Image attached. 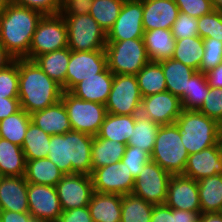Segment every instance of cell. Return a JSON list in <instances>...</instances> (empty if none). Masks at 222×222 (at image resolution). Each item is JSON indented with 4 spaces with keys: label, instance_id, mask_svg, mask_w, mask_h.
I'll list each match as a JSON object with an SVG mask.
<instances>
[{
    "label": "cell",
    "instance_id": "20",
    "mask_svg": "<svg viewBox=\"0 0 222 222\" xmlns=\"http://www.w3.org/2000/svg\"><path fill=\"white\" fill-rule=\"evenodd\" d=\"M179 12L174 0H143L144 31L157 28L171 30Z\"/></svg>",
    "mask_w": 222,
    "mask_h": 222
},
{
    "label": "cell",
    "instance_id": "44",
    "mask_svg": "<svg viewBox=\"0 0 222 222\" xmlns=\"http://www.w3.org/2000/svg\"><path fill=\"white\" fill-rule=\"evenodd\" d=\"M204 55L198 72L206 73L222 63V42L204 38Z\"/></svg>",
    "mask_w": 222,
    "mask_h": 222
},
{
    "label": "cell",
    "instance_id": "3",
    "mask_svg": "<svg viewBox=\"0 0 222 222\" xmlns=\"http://www.w3.org/2000/svg\"><path fill=\"white\" fill-rule=\"evenodd\" d=\"M93 136L69 131L61 135H51L48 158L64 174H92Z\"/></svg>",
    "mask_w": 222,
    "mask_h": 222
},
{
    "label": "cell",
    "instance_id": "45",
    "mask_svg": "<svg viewBox=\"0 0 222 222\" xmlns=\"http://www.w3.org/2000/svg\"><path fill=\"white\" fill-rule=\"evenodd\" d=\"M219 123L222 122V88L210 87L203 105L198 110Z\"/></svg>",
    "mask_w": 222,
    "mask_h": 222
},
{
    "label": "cell",
    "instance_id": "13",
    "mask_svg": "<svg viewBox=\"0 0 222 222\" xmlns=\"http://www.w3.org/2000/svg\"><path fill=\"white\" fill-rule=\"evenodd\" d=\"M143 0H125L118 18L107 32V41L143 39Z\"/></svg>",
    "mask_w": 222,
    "mask_h": 222
},
{
    "label": "cell",
    "instance_id": "30",
    "mask_svg": "<svg viewBox=\"0 0 222 222\" xmlns=\"http://www.w3.org/2000/svg\"><path fill=\"white\" fill-rule=\"evenodd\" d=\"M197 183L201 213H221L222 175L209 176Z\"/></svg>",
    "mask_w": 222,
    "mask_h": 222
},
{
    "label": "cell",
    "instance_id": "36",
    "mask_svg": "<svg viewBox=\"0 0 222 222\" xmlns=\"http://www.w3.org/2000/svg\"><path fill=\"white\" fill-rule=\"evenodd\" d=\"M203 55V38L196 36L176 40L172 58L199 71Z\"/></svg>",
    "mask_w": 222,
    "mask_h": 222
},
{
    "label": "cell",
    "instance_id": "8",
    "mask_svg": "<svg viewBox=\"0 0 222 222\" xmlns=\"http://www.w3.org/2000/svg\"><path fill=\"white\" fill-rule=\"evenodd\" d=\"M74 131L96 136L107 114L104 104L85 101L70 91L61 96Z\"/></svg>",
    "mask_w": 222,
    "mask_h": 222
},
{
    "label": "cell",
    "instance_id": "5",
    "mask_svg": "<svg viewBox=\"0 0 222 222\" xmlns=\"http://www.w3.org/2000/svg\"><path fill=\"white\" fill-rule=\"evenodd\" d=\"M189 153L181 140V132L176 125H160L156 135L151 160L171 175L183 174Z\"/></svg>",
    "mask_w": 222,
    "mask_h": 222
},
{
    "label": "cell",
    "instance_id": "9",
    "mask_svg": "<svg viewBox=\"0 0 222 222\" xmlns=\"http://www.w3.org/2000/svg\"><path fill=\"white\" fill-rule=\"evenodd\" d=\"M68 47L67 26L61 14L44 15L33 34L28 59Z\"/></svg>",
    "mask_w": 222,
    "mask_h": 222
},
{
    "label": "cell",
    "instance_id": "17",
    "mask_svg": "<svg viewBox=\"0 0 222 222\" xmlns=\"http://www.w3.org/2000/svg\"><path fill=\"white\" fill-rule=\"evenodd\" d=\"M181 111L180 99L168 91L142 97L140 114L159 125L175 123Z\"/></svg>",
    "mask_w": 222,
    "mask_h": 222
},
{
    "label": "cell",
    "instance_id": "7",
    "mask_svg": "<svg viewBox=\"0 0 222 222\" xmlns=\"http://www.w3.org/2000/svg\"><path fill=\"white\" fill-rule=\"evenodd\" d=\"M62 16L67 26L70 51L105 50L107 34L90 14Z\"/></svg>",
    "mask_w": 222,
    "mask_h": 222
},
{
    "label": "cell",
    "instance_id": "11",
    "mask_svg": "<svg viewBox=\"0 0 222 222\" xmlns=\"http://www.w3.org/2000/svg\"><path fill=\"white\" fill-rule=\"evenodd\" d=\"M171 174L150 160L134 181L133 195L153 205L165 204Z\"/></svg>",
    "mask_w": 222,
    "mask_h": 222
},
{
    "label": "cell",
    "instance_id": "10",
    "mask_svg": "<svg viewBox=\"0 0 222 222\" xmlns=\"http://www.w3.org/2000/svg\"><path fill=\"white\" fill-rule=\"evenodd\" d=\"M142 96L136 75L114 74L112 88L105 104L107 113L114 115L140 114Z\"/></svg>",
    "mask_w": 222,
    "mask_h": 222
},
{
    "label": "cell",
    "instance_id": "26",
    "mask_svg": "<svg viewBox=\"0 0 222 222\" xmlns=\"http://www.w3.org/2000/svg\"><path fill=\"white\" fill-rule=\"evenodd\" d=\"M159 63L162 66L167 91L181 99L187 92L188 80L197 71L173 58Z\"/></svg>",
    "mask_w": 222,
    "mask_h": 222
},
{
    "label": "cell",
    "instance_id": "35",
    "mask_svg": "<svg viewBox=\"0 0 222 222\" xmlns=\"http://www.w3.org/2000/svg\"><path fill=\"white\" fill-rule=\"evenodd\" d=\"M50 139L51 135L30 122L22 145L26 161L48 157Z\"/></svg>",
    "mask_w": 222,
    "mask_h": 222
},
{
    "label": "cell",
    "instance_id": "58",
    "mask_svg": "<svg viewBox=\"0 0 222 222\" xmlns=\"http://www.w3.org/2000/svg\"><path fill=\"white\" fill-rule=\"evenodd\" d=\"M211 4L214 10L222 12V0H211Z\"/></svg>",
    "mask_w": 222,
    "mask_h": 222
},
{
    "label": "cell",
    "instance_id": "29",
    "mask_svg": "<svg viewBox=\"0 0 222 222\" xmlns=\"http://www.w3.org/2000/svg\"><path fill=\"white\" fill-rule=\"evenodd\" d=\"M64 175L48 157L26 161L24 178L28 183L55 187Z\"/></svg>",
    "mask_w": 222,
    "mask_h": 222
},
{
    "label": "cell",
    "instance_id": "14",
    "mask_svg": "<svg viewBox=\"0 0 222 222\" xmlns=\"http://www.w3.org/2000/svg\"><path fill=\"white\" fill-rule=\"evenodd\" d=\"M55 188L62 211L88 206L94 192L92 178L86 174H65Z\"/></svg>",
    "mask_w": 222,
    "mask_h": 222
},
{
    "label": "cell",
    "instance_id": "23",
    "mask_svg": "<svg viewBox=\"0 0 222 222\" xmlns=\"http://www.w3.org/2000/svg\"><path fill=\"white\" fill-rule=\"evenodd\" d=\"M31 122L49 135H61L73 130L63 102L30 114Z\"/></svg>",
    "mask_w": 222,
    "mask_h": 222
},
{
    "label": "cell",
    "instance_id": "56",
    "mask_svg": "<svg viewBox=\"0 0 222 222\" xmlns=\"http://www.w3.org/2000/svg\"><path fill=\"white\" fill-rule=\"evenodd\" d=\"M14 61V58L7 52V50L0 44V70L7 67Z\"/></svg>",
    "mask_w": 222,
    "mask_h": 222
},
{
    "label": "cell",
    "instance_id": "32",
    "mask_svg": "<svg viewBox=\"0 0 222 222\" xmlns=\"http://www.w3.org/2000/svg\"><path fill=\"white\" fill-rule=\"evenodd\" d=\"M25 167L22 147L0 138V176H24Z\"/></svg>",
    "mask_w": 222,
    "mask_h": 222
},
{
    "label": "cell",
    "instance_id": "12",
    "mask_svg": "<svg viewBox=\"0 0 222 222\" xmlns=\"http://www.w3.org/2000/svg\"><path fill=\"white\" fill-rule=\"evenodd\" d=\"M107 68L105 50L70 51V60L66 73V91H71L86 78L95 76Z\"/></svg>",
    "mask_w": 222,
    "mask_h": 222
},
{
    "label": "cell",
    "instance_id": "46",
    "mask_svg": "<svg viewBox=\"0 0 222 222\" xmlns=\"http://www.w3.org/2000/svg\"><path fill=\"white\" fill-rule=\"evenodd\" d=\"M175 40L198 36V18L179 12L171 28Z\"/></svg>",
    "mask_w": 222,
    "mask_h": 222
},
{
    "label": "cell",
    "instance_id": "21",
    "mask_svg": "<svg viewBox=\"0 0 222 222\" xmlns=\"http://www.w3.org/2000/svg\"><path fill=\"white\" fill-rule=\"evenodd\" d=\"M27 187L24 176H0L2 211L29 212Z\"/></svg>",
    "mask_w": 222,
    "mask_h": 222
},
{
    "label": "cell",
    "instance_id": "16",
    "mask_svg": "<svg viewBox=\"0 0 222 222\" xmlns=\"http://www.w3.org/2000/svg\"><path fill=\"white\" fill-rule=\"evenodd\" d=\"M29 213L33 218L57 222L63 212L54 186L28 183Z\"/></svg>",
    "mask_w": 222,
    "mask_h": 222
},
{
    "label": "cell",
    "instance_id": "34",
    "mask_svg": "<svg viewBox=\"0 0 222 222\" xmlns=\"http://www.w3.org/2000/svg\"><path fill=\"white\" fill-rule=\"evenodd\" d=\"M142 97L167 91L166 80L159 62L150 61L137 74Z\"/></svg>",
    "mask_w": 222,
    "mask_h": 222
},
{
    "label": "cell",
    "instance_id": "33",
    "mask_svg": "<svg viewBox=\"0 0 222 222\" xmlns=\"http://www.w3.org/2000/svg\"><path fill=\"white\" fill-rule=\"evenodd\" d=\"M160 125L141 114L136 115L134 129L127 142L128 146L139 147L150 155L155 146L156 135Z\"/></svg>",
    "mask_w": 222,
    "mask_h": 222
},
{
    "label": "cell",
    "instance_id": "41",
    "mask_svg": "<svg viewBox=\"0 0 222 222\" xmlns=\"http://www.w3.org/2000/svg\"><path fill=\"white\" fill-rule=\"evenodd\" d=\"M198 36L222 42V12L212 10L198 18Z\"/></svg>",
    "mask_w": 222,
    "mask_h": 222
},
{
    "label": "cell",
    "instance_id": "60",
    "mask_svg": "<svg viewBox=\"0 0 222 222\" xmlns=\"http://www.w3.org/2000/svg\"><path fill=\"white\" fill-rule=\"evenodd\" d=\"M218 144H219L221 154H222V130H220V136H219Z\"/></svg>",
    "mask_w": 222,
    "mask_h": 222
},
{
    "label": "cell",
    "instance_id": "52",
    "mask_svg": "<svg viewBox=\"0 0 222 222\" xmlns=\"http://www.w3.org/2000/svg\"><path fill=\"white\" fill-rule=\"evenodd\" d=\"M20 109L19 98L0 97V120L18 112Z\"/></svg>",
    "mask_w": 222,
    "mask_h": 222
},
{
    "label": "cell",
    "instance_id": "4",
    "mask_svg": "<svg viewBox=\"0 0 222 222\" xmlns=\"http://www.w3.org/2000/svg\"><path fill=\"white\" fill-rule=\"evenodd\" d=\"M181 132V140L189 155L216 145L220 123L198 110L182 109L175 121Z\"/></svg>",
    "mask_w": 222,
    "mask_h": 222
},
{
    "label": "cell",
    "instance_id": "2",
    "mask_svg": "<svg viewBox=\"0 0 222 222\" xmlns=\"http://www.w3.org/2000/svg\"><path fill=\"white\" fill-rule=\"evenodd\" d=\"M44 15L38 11L8 3L0 14V44L15 59H28L30 44Z\"/></svg>",
    "mask_w": 222,
    "mask_h": 222
},
{
    "label": "cell",
    "instance_id": "61",
    "mask_svg": "<svg viewBox=\"0 0 222 222\" xmlns=\"http://www.w3.org/2000/svg\"><path fill=\"white\" fill-rule=\"evenodd\" d=\"M30 222H48V221H44V220H41V219L33 218Z\"/></svg>",
    "mask_w": 222,
    "mask_h": 222
},
{
    "label": "cell",
    "instance_id": "62",
    "mask_svg": "<svg viewBox=\"0 0 222 222\" xmlns=\"http://www.w3.org/2000/svg\"><path fill=\"white\" fill-rule=\"evenodd\" d=\"M1 214H2V207L0 205V218H1Z\"/></svg>",
    "mask_w": 222,
    "mask_h": 222
},
{
    "label": "cell",
    "instance_id": "49",
    "mask_svg": "<svg viewBox=\"0 0 222 222\" xmlns=\"http://www.w3.org/2000/svg\"><path fill=\"white\" fill-rule=\"evenodd\" d=\"M92 0H61V15L89 14Z\"/></svg>",
    "mask_w": 222,
    "mask_h": 222
},
{
    "label": "cell",
    "instance_id": "55",
    "mask_svg": "<svg viewBox=\"0 0 222 222\" xmlns=\"http://www.w3.org/2000/svg\"><path fill=\"white\" fill-rule=\"evenodd\" d=\"M201 212L175 209V222H199Z\"/></svg>",
    "mask_w": 222,
    "mask_h": 222
},
{
    "label": "cell",
    "instance_id": "42",
    "mask_svg": "<svg viewBox=\"0 0 222 222\" xmlns=\"http://www.w3.org/2000/svg\"><path fill=\"white\" fill-rule=\"evenodd\" d=\"M18 59L0 70V97L18 98Z\"/></svg>",
    "mask_w": 222,
    "mask_h": 222
},
{
    "label": "cell",
    "instance_id": "57",
    "mask_svg": "<svg viewBox=\"0 0 222 222\" xmlns=\"http://www.w3.org/2000/svg\"><path fill=\"white\" fill-rule=\"evenodd\" d=\"M199 222H222V212L202 213Z\"/></svg>",
    "mask_w": 222,
    "mask_h": 222
},
{
    "label": "cell",
    "instance_id": "47",
    "mask_svg": "<svg viewBox=\"0 0 222 222\" xmlns=\"http://www.w3.org/2000/svg\"><path fill=\"white\" fill-rule=\"evenodd\" d=\"M10 3L31 8L43 15L61 13V0H9Z\"/></svg>",
    "mask_w": 222,
    "mask_h": 222
},
{
    "label": "cell",
    "instance_id": "22",
    "mask_svg": "<svg viewBox=\"0 0 222 222\" xmlns=\"http://www.w3.org/2000/svg\"><path fill=\"white\" fill-rule=\"evenodd\" d=\"M113 80L114 74L106 68L103 72L82 80L70 92L82 100L105 105Z\"/></svg>",
    "mask_w": 222,
    "mask_h": 222
},
{
    "label": "cell",
    "instance_id": "24",
    "mask_svg": "<svg viewBox=\"0 0 222 222\" xmlns=\"http://www.w3.org/2000/svg\"><path fill=\"white\" fill-rule=\"evenodd\" d=\"M122 195L93 192L88 209L93 222H121Z\"/></svg>",
    "mask_w": 222,
    "mask_h": 222
},
{
    "label": "cell",
    "instance_id": "40",
    "mask_svg": "<svg viewBox=\"0 0 222 222\" xmlns=\"http://www.w3.org/2000/svg\"><path fill=\"white\" fill-rule=\"evenodd\" d=\"M125 0H92L90 15L100 27L107 32L111 29L119 16Z\"/></svg>",
    "mask_w": 222,
    "mask_h": 222
},
{
    "label": "cell",
    "instance_id": "1",
    "mask_svg": "<svg viewBox=\"0 0 222 222\" xmlns=\"http://www.w3.org/2000/svg\"><path fill=\"white\" fill-rule=\"evenodd\" d=\"M18 98L20 107L32 114L61 100L62 87L52 80L34 60L18 59Z\"/></svg>",
    "mask_w": 222,
    "mask_h": 222
},
{
    "label": "cell",
    "instance_id": "54",
    "mask_svg": "<svg viewBox=\"0 0 222 222\" xmlns=\"http://www.w3.org/2000/svg\"><path fill=\"white\" fill-rule=\"evenodd\" d=\"M210 87L222 88V63L205 73Z\"/></svg>",
    "mask_w": 222,
    "mask_h": 222
},
{
    "label": "cell",
    "instance_id": "6",
    "mask_svg": "<svg viewBox=\"0 0 222 222\" xmlns=\"http://www.w3.org/2000/svg\"><path fill=\"white\" fill-rule=\"evenodd\" d=\"M105 53L113 74L136 75L150 62L143 39L107 41Z\"/></svg>",
    "mask_w": 222,
    "mask_h": 222
},
{
    "label": "cell",
    "instance_id": "15",
    "mask_svg": "<svg viewBox=\"0 0 222 222\" xmlns=\"http://www.w3.org/2000/svg\"><path fill=\"white\" fill-rule=\"evenodd\" d=\"M91 178L95 192L120 195L131 194L135 181L122 161L95 169Z\"/></svg>",
    "mask_w": 222,
    "mask_h": 222
},
{
    "label": "cell",
    "instance_id": "50",
    "mask_svg": "<svg viewBox=\"0 0 222 222\" xmlns=\"http://www.w3.org/2000/svg\"><path fill=\"white\" fill-rule=\"evenodd\" d=\"M57 222H93L88 206L63 211Z\"/></svg>",
    "mask_w": 222,
    "mask_h": 222
},
{
    "label": "cell",
    "instance_id": "19",
    "mask_svg": "<svg viewBox=\"0 0 222 222\" xmlns=\"http://www.w3.org/2000/svg\"><path fill=\"white\" fill-rule=\"evenodd\" d=\"M182 175L196 181L222 175V154L219 144L189 155Z\"/></svg>",
    "mask_w": 222,
    "mask_h": 222
},
{
    "label": "cell",
    "instance_id": "37",
    "mask_svg": "<svg viewBox=\"0 0 222 222\" xmlns=\"http://www.w3.org/2000/svg\"><path fill=\"white\" fill-rule=\"evenodd\" d=\"M30 122V114L21 108L18 112L0 120V138L22 147Z\"/></svg>",
    "mask_w": 222,
    "mask_h": 222
},
{
    "label": "cell",
    "instance_id": "48",
    "mask_svg": "<svg viewBox=\"0 0 222 222\" xmlns=\"http://www.w3.org/2000/svg\"><path fill=\"white\" fill-rule=\"evenodd\" d=\"M180 12L191 17L199 18L210 13L213 9L211 0H174Z\"/></svg>",
    "mask_w": 222,
    "mask_h": 222
},
{
    "label": "cell",
    "instance_id": "38",
    "mask_svg": "<svg viewBox=\"0 0 222 222\" xmlns=\"http://www.w3.org/2000/svg\"><path fill=\"white\" fill-rule=\"evenodd\" d=\"M153 207L133 194L122 195L121 222H150Z\"/></svg>",
    "mask_w": 222,
    "mask_h": 222
},
{
    "label": "cell",
    "instance_id": "39",
    "mask_svg": "<svg viewBox=\"0 0 222 222\" xmlns=\"http://www.w3.org/2000/svg\"><path fill=\"white\" fill-rule=\"evenodd\" d=\"M210 86L208 85L205 73L196 72L189 80L187 92L180 99L182 109L199 110L203 105L206 94L209 93Z\"/></svg>",
    "mask_w": 222,
    "mask_h": 222
},
{
    "label": "cell",
    "instance_id": "25",
    "mask_svg": "<svg viewBox=\"0 0 222 222\" xmlns=\"http://www.w3.org/2000/svg\"><path fill=\"white\" fill-rule=\"evenodd\" d=\"M143 41L150 61L161 62L172 58L176 40L171 30L157 28L144 31Z\"/></svg>",
    "mask_w": 222,
    "mask_h": 222
},
{
    "label": "cell",
    "instance_id": "28",
    "mask_svg": "<svg viewBox=\"0 0 222 222\" xmlns=\"http://www.w3.org/2000/svg\"><path fill=\"white\" fill-rule=\"evenodd\" d=\"M136 115L107 113L96 137L127 144L134 129Z\"/></svg>",
    "mask_w": 222,
    "mask_h": 222
},
{
    "label": "cell",
    "instance_id": "18",
    "mask_svg": "<svg viewBox=\"0 0 222 222\" xmlns=\"http://www.w3.org/2000/svg\"><path fill=\"white\" fill-rule=\"evenodd\" d=\"M165 205L173 209L201 212L197 181L182 174L172 175Z\"/></svg>",
    "mask_w": 222,
    "mask_h": 222
},
{
    "label": "cell",
    "instance_id": "53",
    "mask_svg": "<svg viewBox=\"0 0 222 222\" xmlns=\"http://www.w3.org/2000/svg\"><path fill=\"white\" fill-rule=\"evenodd\" d=\"M32 219L29 212L2 211L0 222H30Z\"/></svg>",
    "mask_w": 222,
    "mask_h": 222
},
{
    "label": "cell",
    "instance_id": "51",
    "mask_svg": "<svg viewBox=\"0 0 222 222\" xmlns=\"http://www.w3.org/2000/svg\"><path fill=\"white\" fill-rule=\"evenodd\" d=\"M150 222H175V209L167 205H154Z\"/></svg>",
    "mask_w": 222,
    "mask_h": 222
},
{
    "label": "cell",
    "instance_id": "27",
    "mask_svg": "<svg viewBox=\"0 0 222 222\" xmlns=\"http://www.w3.org/2000/svg\"><path fill=\"white\" fill-rule=\"evenodd\" d=\"M70 60L68 47L37 56L34 61L52 80L66 91V73Z\"/></svg>",
    "mask_w": 222,
    "mask_h": 222
},
{
    "label": "cell",
    "instance_id": "31",
    "mask_svg": "<svg viewBox=\"0 0 222 222\" xmlns=\"http://www.w3.org/2000/svg\"><path fill=\"white\" fill-rule=\"evenodd\" d=\"M126 145L93 136L91 149L92 172L100 167L121 161Z\"/></svg>",
    "mask_w": 222,
    "mask_h": 222
},
{
    "label": "cell",
    "instance_id": "43",
    "mask_svg": "<svg viewBox=\"0 0 222 222\" xmlns=\"http://www.w3.org/2000/svg\"><path fill=\"white\" fill-rule=\"evenodd\" d=\"M151 160V155L139 149V147L126 145L124 155L121 161L124 167L131 172L134 179L138 177L143 170V166Z\"/></svg>",
    "mask_w": 222,
    "mask_h": 222
},
{
    "label": "cell",
    "instance_id": "59",
    "mask_svg": "<svg viewBox=\"0 0 222 222\" xmlns=\"http://www.w3.org/2000/svg\"><path fill=\"white\" fill-rule=\"evenodd\" d=\"M9 0H0V14L6 9Z\"/></svg>",
    "mask_w": 222,
    "mask_h": 222
}]
</instances>
